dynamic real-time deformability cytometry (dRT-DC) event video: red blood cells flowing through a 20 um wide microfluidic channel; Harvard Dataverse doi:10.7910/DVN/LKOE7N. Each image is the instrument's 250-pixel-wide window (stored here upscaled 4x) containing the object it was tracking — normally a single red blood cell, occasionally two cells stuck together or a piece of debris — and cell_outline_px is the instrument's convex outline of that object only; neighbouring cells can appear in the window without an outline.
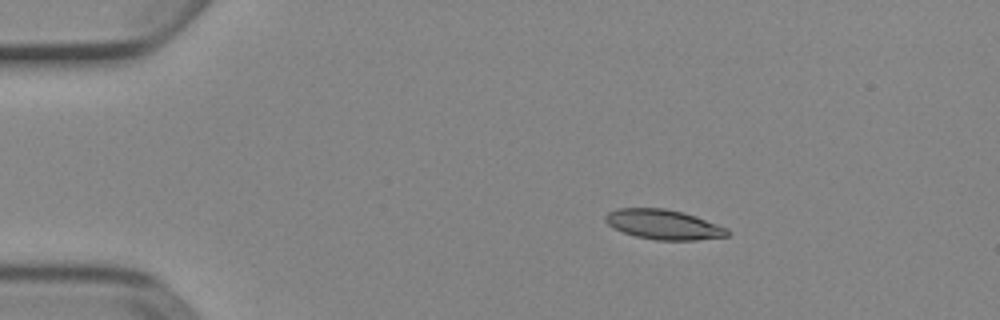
{"species": "Egyptian fruit bat (a non-hibernating species)", "species_latin": "Rousettus aegyptiacus", "temperature_condition": "cold", "stored_images_in_passage": 4, "camera_frame_rate_fps": 3000, "um_per_image_px": 0.085, "animal": {"sex": "female"}, "frame": {"image": 1, "passage_image": 3, "time_ms": 0.667, "image_size_px": [1000, 320], "cell_outline_px": [[728, 236], [696, 240], [656, 240], [636, 236], [624, 232], [608, 224], [604, 220], [604, 216], [608, 212], [620, 208], [664, 208], [684, 212], [696, 216], [728, 228]], "centroid_in_image_um": [56.41, 19.07], "position_along_channel_um": 28.6, "area_um2": 21.1}}
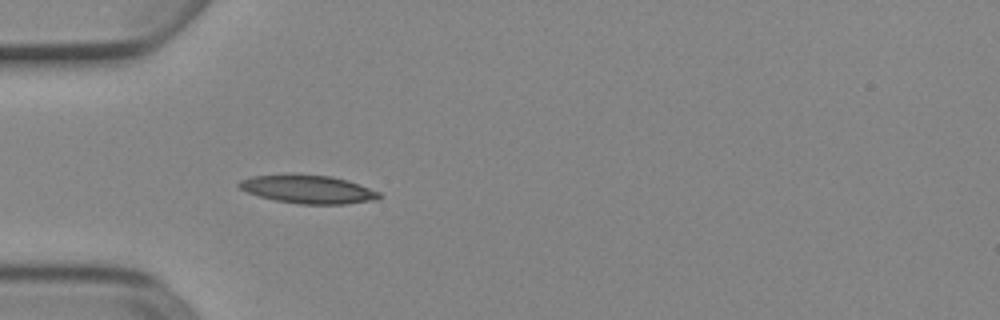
{"frame": {"image": 2, "passage_image": 4, "time_ms": 1.0, "image_size_px": [1000, 320], "cell_outline_px": [[380, 196], [376, 200], [344, 204], [300, 204], [276, 200], [260, 196], [248, 192], [240, 188], [236, 184], [240, 180], [252, 176], [332, 176], [348, 180], [380, 192]], "centroid_in_image_um": [26.23, 16.12], "position_along_channel_um": 58.8, "area_um2": 22.37}}